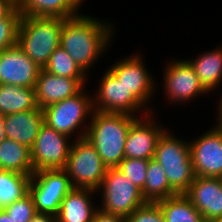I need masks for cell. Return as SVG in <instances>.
I'll return each instance as SVG.
<instances>
[{
    "mask_svg": "<svg viewBox=\"0 0 222 222\" xmlns=\"http://www.w3.org/2000/svg\"><path fill=\"white\" fill-rule=\"evenodd\" d=\"M73 139L43 123L31 147L34 172L64 169Z\"/></svg>",
    "mask_w": 222,
    "mask_h": 222,
    "instance_id": "13",
    "label": "cell"
},
{
    "mask_svg": "<svg viewBox=\"0 0 222 222\" xmlns=\"http://www.w3.org/2000/svg\"><path fill=\"white\" fill-rule=\"evenodd\" d=\"M174 134L167 128L158 139L153 159L164 169L170 187L177 194H185L195 178L190 144L189 140Z\"/></svg>",
    "mask_w": 222,
    "mask_h": 222,
    "instance_id": "4",
    "label": "cell"
},
{
    "mask_svg": "<svg viewBox=\"0 0 222 222\" xmlns=\"http://www.w3.org/2000/svg\"><path fill=\"white\" fill-rule=\"evenodd\" d=\"M44 71L67 78L89 79L71 56L60 45L51 54L50 59L43 68Z\"/></svg>",
    "mask_w": 222,
    "mask_h": 222,
    "instance_id": "27",
    "label": "cell"
},
{
    "mask_svg": "<svg viewBox=\"0 0 222 222\" xmlns=\"http://www.w3.org/2000/svg\"><path fill=\"white\" fill-rule=\"evenodd\" d=\"M0 222H13L4 209H0Z\"/></svg>",
    "mask_w": 222,
    "mask_h": 222,
    "instance_id": "36",
    "label": "cell"
},
{
    "mask_svg": "<svg viewBox=\"0 0 222 222\" xmlns=\"http://www.w3.org/2000/svg\"><path fill=\"white\" fill-rule=\"evenodd\" d=\"M216 111H214L216 113L215 116H217L221 121H222V108H216Z\"/></svg>",
    "mask_w": 222,
    "mask_h": 222,
    "instance_id": "37",
    "label": "cell"
},
{
    "mask_svg": "<svg viewBox=\"0 0 222 222\" xmlns=\"http://www.w3.org/2000/svg\"><path fill=\"white\" fill-rule=\"evenodd\" d=\"M89 79H73L50 74L41 69L36 86V103L43 109L51 104L75 96L87 87Z\"/></svg>",
    "mask_w": 222,
    "mask_h": 222,
    "instance_id": "17",
    "label": "cell"
},
{
    "mask_svg": "<svg viewBox=\"0 0 222 222\" xmlns=\"http://www.w3.org/2000/svg\"><path fill=\"white\" fill-rule=\"evenodd\" d=\"M37 107L35 88L0 84V113L9 115Z\"/></svg>",
    "mask_w": 222,
    "mask_h": 222,
    "instance_id": "23",
    "label": "cell"
},
{
    "mask_svg": "<svg viewBox=\"0 0 222 222\" xmlns=\"http://www.w3.org/2000/svg\"><path fill=\"white\" fill-rule=\"evenodd\" d=\"M40 71L17 44L0 51V84L35 88Z\"/></svg>",
    "mask_w": 222,
    "mask_h": 222,
    "instance_id": "15",
    "label": "cell"
},
{
    "mask_svg": "<svg viewBox=\"0 0 222 222\" xmlns=\"http://www.w3.org/2000/svg\"><path fill=\"white\" fill-rule=\"evenodd\" d=\"M29 222H56V216L37 212Z\"/></svg>",
    "mask_w": 222,
    "mask_h": 222,
    "instance_id": "34",
    "label": "cell"
},
{
    "mask_svg": "<svg viewBox=\"0 0 222 222\" xmlns=\"http://www.w3.org/2000/svg\"><path fill=\"white\" fill-rule=\"evenodd\" d=\"M166 222H204L201 213L185 194L157 201Z\"/></svg>",
    "mask_w": 222,
    "mask_h": 222,
    "instance_id": "24",
    "label": "cell"
},
{
    "mask_svg": "<svg viewBox=\"0 0 222 222\" xmlns=\"http://www.w3.org/2000/svg\"><path fill=\"white\" fill-rule=\"evenodd\" d=\"M189 139L190 158L195 176L222 178V121Z\"/></svg>",
    "mask_w": 222,
    "mask_h": 222,
    "instance_id": "12",
    "label": "cell"
},
{
    "mask_svg": "<svg viewBox=\"0 0 222 222\" xmlns=\"http://www.w3.org/2000/svg\"><path fill=\"white\" fill-rule=\"evenodd\" d=\"M164 64V75L161 82L165 100L185 105L204 95H210L201 85L193 66L187 59H171ZM200 96V97H199Z\"/></svg>",
    "mask_w": 222,
    "mask_h": 222,
    "instance_id": "10",
    "label": "cell"
},
{
    "mask_svg": "<svg viewBox=\"0 0 222 222\" xmlns=\"http://www.w3.org/2000/svg\"><path fill=\"white\" fill-rule=\"evenodd\" d=\"M97 194L101 211L125 218L146 203L141 190L116 167L107 169Z\"/></svg>",
    "mask_w": 222,
    "mask_h": 222,
    "instance_id": "6",
    "label": "cell"
},
{
    "mask_svg": "<svg viewBox=\"0 0 222 222\" xmlns=\"http://www.w3.org/2000/svg\"><path fill=\"white\" fill-rule=\"evenodd\" d=\"M95 84L97 87L92 90L93 110L136 117L150 113L109 69L104 70Z\"/></svg>",
    "mask_w": 222,
    "mask_h": 222,
    "instance_id": "9",
    "label": "cell"
},
{
    "mask_svg": "<svg viewBox=\"0 0 222 222\" xmlns=\"http://www.w3.org/2000/svg\"><path fill=\"white\" fill-rule=\"evenodd\" d=\"M97 191L73 188L62 200L56 222H92L99 209ZM95 196V197H93Z\"/></svg>",
    "mask_w": 222,
    "mask_h": 222,
    "instance_id": "18",
    "label": "cell"
},
{
    "mask_svg": "<svg viewBox=\"0 0 222 222\" xmlns=\"http://www.w3.org/2000/svg\"><path fill=\"white\" fill-rule=\"evenodd\" d=\"M156 117L157 114L150 112L138 117L130 125L125 142V158L145 160L154 158L158 139L167 130L165 126H161L164 124Z\"/></svg>",
    "mask_w": 222,
    "mask_h": 222,
    "instance_id": "14",
    "label": "cell"
},
{
    "mask_svg": "<svg viewBox=\"0 0 222 222\" xmlns=\"http://www.w3.org/2000/svg\"><path fill=\"white\" fill-rule=\"evenodd\" d=\"M44 123L43 110L39 107L25 112L6 115L7 138L31 149Z\"/></svg>",
    "mask_w": 222,
    "mask_h": 222,
    "instance_id": "19",
    "label": "cell"
},
{
    "mask_svg": "<svg viewBox=\"0 0 222 222\" xmlns=\"http://www.w3.org/2000/svg\"><path fill=\"white\" fill-rule=\"evenodd\" d=\"M92 222H126V218L118 215L108 214L98 209L94 214Z\"/></svg>",
    "mask_w": 222,
    "mask_h": 222,
    "instance_id": "32",
    "label": "cell"
},
{
    "mask_svg": "<svg viewBox=\"0 0 222 222\" xmlns=\"http://www.w3.org/2000/svg\"><path fill=\"white\" fill-rule=\"evenodd\" d=\"M216 98H218L217 100L218 102H216L217 108H222V94L220 95V98L219 97H216Z\"/></svg>",
    "mask_w": 222,
    "mask_h": 222,
    "instance_id": "38",
    "label": "cell"
},
{
    "mask_svg": "<svg viewBox=\"0 0 222 222\" xmlns=\"http://www.w3.org/2000/svg\"><path fill=\"white\" fill-rule=\"evenodd\" d=\"M15 7L16 4L11 0H0V19L5 18Z\"/></svg>",
    "mask_w": 222,
    "mask_h": 222,
    "instance_id": "33",
    "label": "cell"
},
{
    "mask_svg": "<svg viewBox=\"0 0 222 222\" xmlns=\"http://www.w3.org/2000/svg\"><path fill=\"white\" fill-rule=\"evenodd\" d=\"M220 46V47H219ZM202 52L195 58L186 59L193 66L201 85L208 93L218 92L222 86V44ZM219 87V88H218Z\"/></svg>",
    "mask_w": 222,
    "mask_h": 222,
    "instance_id": "20",
    "label": "cell"
},
{
    "mask_svg": "<svg viewBox=\"0 0 222 222\" xmlns=\"http://www.w3.org/2000/svg\"><path fill=\"white\" fill-rule=\"evenodd\" d=\"M73 189L64 169L41 170L32 174L29 194L36 212L56 216L64 197Z\"/></svg>",
    "mask_w": 222,
    "mask_h": 222,
    "instance_id": "11",
    "label": "cell"
},
{
    "mask_svg": "<svg viewBox=\"0 0 222 222\" xmlns=\"http://www.w3.org/2000/svg\"><path fill=\"white\" fill-rule=\"evenodd\" d=\"M126 222H166L157 202H146L127 218Z\"/></svg>",
    "mask_w": 222,
    "mask_h": 222,
    "instance_id": "31",
    "label": "cell"
},
{
    "mask_svg": "<svg viewBox=\"0 0 222 222\" xmlns=\"http://www.w3.org/2000/svg\"><path fill=\"white\" fill-rule=\"evenodd\" d=\"M115 29H117L116 25L106 21V18L103 20L93 15L80 13L63 20L60 46L89 76L90 69L95 68L96 62L108 52L111 42L114 43Z\"/></svg>",
    "mask_w": 222,
    "mask_h": 222,
    "instance_id": "1",
    "label": "cell"
},
{
    "mask_svg": "<svg viewBox=\"0 0 222 222\" xmlns=\"http://www.w3.org/2000/svg\"><path fill=\"white\" fill-rule=\"evenodd\" d=\"M134 53L128 57L117 59L107 68L149 112L155 113L157 109L153 107L151 100L158 92V81L154 79L155 76L153 77L152 72H149L148 68L145 67L143 55L139 51Z\"/></svg>",
    "mask_w": 222,
    "mask_h": 222,
    "instance_id": "8",
    "label": "cell"
},
{
    "mask_svg": "<svg viewBox=\"0 0 222 222\" xmlns=\"http://www.w3.org/2000/svg\"><path fill=\"white\" fill-rule=\"evenodd\" d=\"M107 169L95 147L85 137L72 141L64 170L73 188L97 191Z\"/></svg>",
    "mask_w": 222,
    "mask_h": 222,
    "instance_id": "7",
    "label": "cell"
},
{
    "mask_svg": "<svg viewBox=\"0 0 222 222\" xmlns=\"http://www.w3.org/2000/svg\"><path fill=\"white\" fill-rule=\"evenodd\" d=\"M148 160L125 158L116 167L141 191L144 188L147 174Z\"/></svg>",
    "mask_w": 222,
    "mask_h": 222,
    "instance_id": "29",
    "label": "cell"
},
{
    "mask_svg": "<svg viewBox=\"0 0 222 222\" xmlns=\"http://www.w3.org/2000/svg\"><path fill=\"white\" fill-rule=\"evenodd\" d=\"M185 195L201 213L204 222L222 217V178L195 176Z\"/></svg>",
    "mask_w": 222,
    "mask_h": 222,
    "instance_id": "16",
    "label": "cell"
},
{
    "mask_svg": "<svg viewBox=\"0 0 222 222\" xmlns=\"http://www.w3.org/2000/svg\"><path fill=\"white\" fill-rule=\"evenodd\" d=\"M44 123L73 140L84 138L93 113L92 91L81 92L42 109ZM76 136V137H75Z\"/></svg>",
    "mask_w": 222,
    "mask_h": 222,
    "instance_id": "5",
    "label": "cell"
},
{
    "mask_svg": "<svg viewBox=\"0 0 222 222\" xmlns=\"http://www.w3.org/2000/svg\"><path fill=\"white\" fill-rule=\"evenodd\" d=\"M213 222H222V217L216 218Z\"/></svg>",
    "mask_w": 222,
    "mask_h": 222,
    "instance_id": "39",
    "label": "cell"
},
{
    "mask_svg": "<svg viewBox=\"0 0 222 222\" xmlns=\"http://www.w3.org/2000/svg\"><path fill=\"white\" fill-rule=\"evenodd\" d=\"M5 118L6 115L0 113V144L7 138L5 133Z\"/></svg>",
    "mask_w": 222,
    "mask_h": 222,
    "instance_id": "35",
    "label": "cell"
},
{
    "mask_svg": "<svg viewBox=\"0 0 222 222\" xmlns=\"http://www.w3.org/2000/svg\"><path fill=\"white\" fill-rule=\"evenodd\" d=\"M84 2V0H21L16 7L22 16L66 19L80 14Z\"/></svg>",
    "mask_w": 222,
    "mask_h": 222,
    "instance_id": "21",
    "label": "cell"
},
{
    "mask_svg": "<svg viewBox=\"0 0 222 222\" xmlns=\"http://www.w3.org/2000/svg\"><path fill=\"white\" fill-rule=\"evenodd\" d=\"M146 175L144 188L141 191L146 202H157L177 195L170 187L164 169L154 159L148 160Z\"/></svg>",
    "mask_w": 222,
    "mask_h": 222,
    "instance_id": "25",
    "label": "cell"
},
{
    "mask_svg": "<svg viewBox=\"0 0 222 222\" xmlns=\"http://www.w3.org/2000/svg\"><path fill=\"white\" fill-rule=\"evenodd\" d=\"M21 13L15 7L5 18L0 19V51L17 44Z\"/></svg>",
    "mask_w": 222,
    "mask_h": 222,
    "instance_id": "28",
    "label": "cell"
},
{
    "mask_svg": "<svg viewBox=\"0 0 222 222\" xmlns=\"http://www.w3.org/2000/svg\"><path fill=\"white\" fill-rule=\"evenodd\" d=\"M64 18L21 16L17 45L41 69L60 45Z\"/></svg>",
    "mask_w": 222,
    "mask_h": 222,
    "instance_id": "3",
    "label": "cell"
},
{
    "mask_svg": "<svg viewBox=\"0 0 222 222\" xmlns=\"http://www.w3.org/2000/svg\"><path fill=\"white\" fill-rule=\"evenodd\" d=\"M32 175L0 170V209H4L29 193Z\"/></svg>",
    "mask_w": 222,
    "mask_h": 222,
    "instance_id": "26",
    "label": "cell"
},
{
    "mask_svg": "<svg viewBox=\"0 0 222 222\" xmlns=\"http://www.w3.org/2000/svg\"><path fill=\"white\" fill-rule=\"evenodd\" d=\"M14 4H18L21 0H11Z\"/></svg>",
    "mask_w": 222,
    "mask_h": 222,
    "instance_id": "40",
    "label": "cell"
},
{
    "mask_svg": "<svg viewBox=\"0 0 222 222\" xmlns=\"http://www.w3.org/2000/svg\"><path fill=\"white\" fill-rule=\"evenodd\" d=\"M0 170L32 175L34 170L30 148L6 138L0 144Z\"/></svg>",
    "mask_w": 222,
    "mask_h": 222,
    "instance_id": "22",
    "label": "cell"
},
{
    "mask_svg": "<svg viewBox=\"0 0 222 222\" xmlns=\"http://www.w3.org/2000/svg\"><path fill=\"white\" fill-rule=\"evenodd\" d=\"M4 210L13 222H29L37 213L29 193L5 207Z\"/></svg>",
    "mask_w": 222,
    "mask_h": 222,
    "instance_id": "30",
    "label": "cell"
},
{
    "mask_svg": "<svg viewBox=\"0 0 222 222\" xmlns=\"http://www.w3.org/2000/svg\"><path fill=\"white\" fill-rule=\"evenodd\" d=\"M138 117L124 113L93 110L85 138L95 147L108 168H115L125 159V142L130 125Z\"/></svg>",
    "mask_w": 222,
    "mask_h": 222,
    "instance_id": "2",
    "label": "cell"
}]
</instances>
